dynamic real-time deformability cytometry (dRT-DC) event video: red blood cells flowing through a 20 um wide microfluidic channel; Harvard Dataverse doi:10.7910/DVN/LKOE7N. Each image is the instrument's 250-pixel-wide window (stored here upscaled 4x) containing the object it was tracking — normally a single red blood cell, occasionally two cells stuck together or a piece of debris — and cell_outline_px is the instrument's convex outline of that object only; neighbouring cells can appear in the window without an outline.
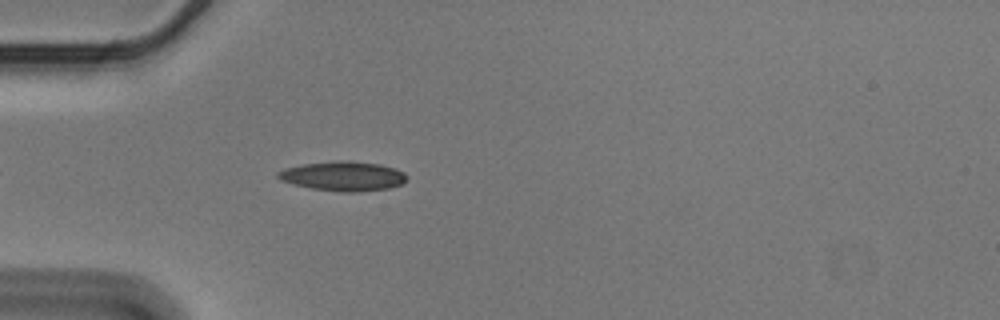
{"species": "Egyptian fruit bat (a non-hibernating species)", "species_latin": "Rousettus aegyptiacus", "temperature_condition": "cold", "stored_images_in_passage": 45, "camera_frame_rate_fps": 3000, "um_per_image_px": 0.085, "animal": {"sex": "male"}, "frame": {"image": 1, "passage_image": 6, "time_ms": 1.667, "image_size_px": [1000, 320], "cell_outline_px": [[408, 180], [404, 184], [388, 188], [356, 192], [344, 192], [312, 188], [292, 184], [280, 180], [276, 176], [276, 172], [284, 168], [304, 164], [336, 160], [340, 160], [380, 164], [396, 168], [404, 172], [408, 176]], "centroid_in_image_um": [29.19, 14.97], "position_along_channel_um": 55.8, "area_um2": 22.31}}
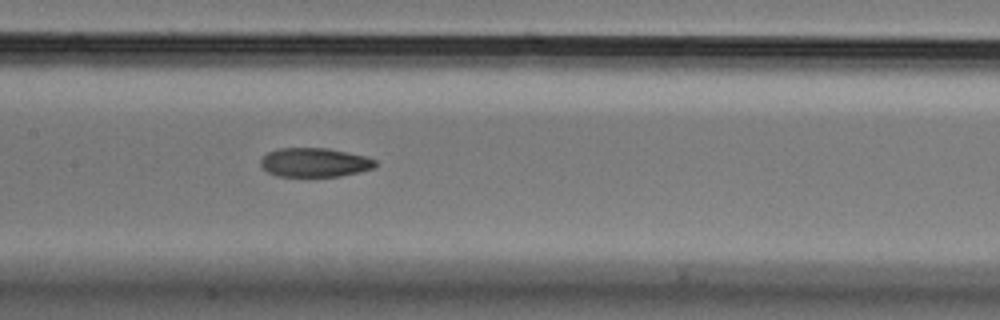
{"frame": {"image": 2, "passage_image": 17, "time_ms": 5.333, "image_size_px": [1000, 320], "cell_outline_px": [[376, 164], [372, 168], [360, 172], [340, 176], [308, 180], [276, 176], [268, 172], [260, 164], [260, 160], [268, 152], [276, 148], [328, 148], [364, 156], [376, 160]], "centroid_in_image_um": [26.69, 13.86], "position_along_channel_um": 180.7, "area_um2": 20.23}}
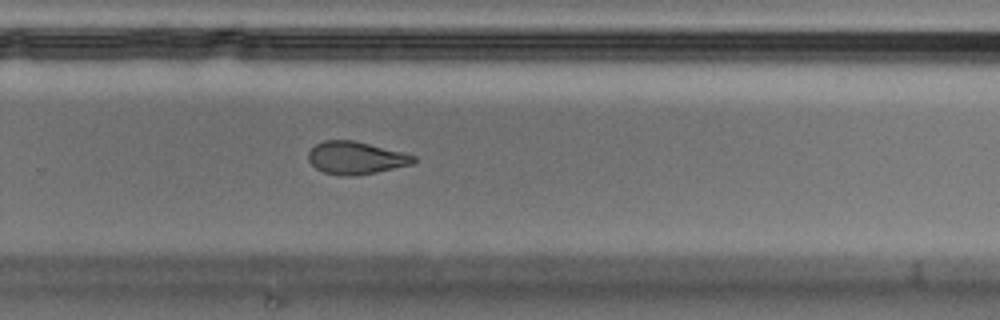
{"frame": {"image": 3, "passage_image": 27, "time_ms": 8.667, "image_size_px": [1000, 320], "cell_outline_px": [[416, 160], [412, 164], [376, 172], [352, 176], [344, 176], [324, 172], [316, 168], [308, 160], [308, 152], [316, 144], [324, 140], [352, 140], [404, 152], [416, 156]], "centroid_in_image_um": [30.24, 13.41], "position_along_channel_um": 299.6, "area_um2": 19.88}, "authors_computed_cell_mechanics": {"area_um2": 20.9236, "velocity_mm_per_s": 3.5813, "shape_relaxation_time_tau1_ms": 7.8877, "shape_relaxation_time_tau2_ms": 3.1095, "deformation_change_tau1": 0.1736, "deformation_change_tau2": 0.0979}}